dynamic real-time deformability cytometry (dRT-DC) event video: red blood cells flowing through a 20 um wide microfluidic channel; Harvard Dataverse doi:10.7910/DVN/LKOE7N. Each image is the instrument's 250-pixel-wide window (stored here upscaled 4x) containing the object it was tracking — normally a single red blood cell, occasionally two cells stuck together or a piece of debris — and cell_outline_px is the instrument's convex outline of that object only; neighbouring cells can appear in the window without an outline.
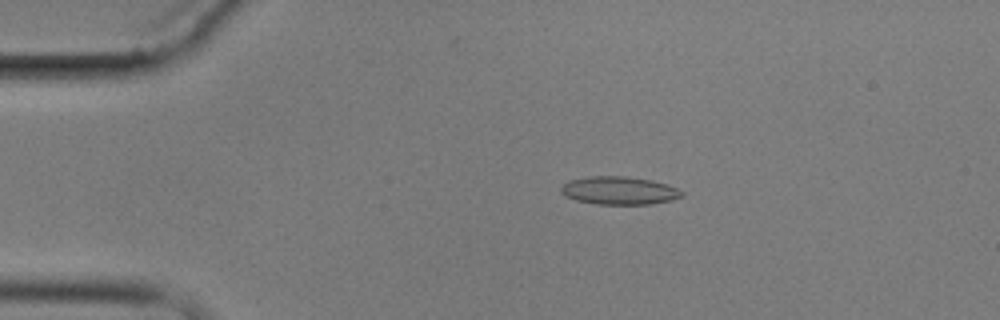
{"species": "common noctule bat (a hibernating species)", "species_latin": "Nyctalus noctula", "temperature_condition": "cold", "stored_images_in_passage": 7, "camera_frame_rate_fps": 3000, "um_per_image_px": 0.085, "animal": {"sex": "male", "body_mass_g": 17.9}, "frame": {"image": 1, "passage_image": 4, "time_ms": 3.333, "image_size_px": [1000, 320], "cell_outline_px": [[684, 196], [672, 200], [652, 204], [596, 204], [576, 200], [564, 196], [560, 188], [564, 184], [572, 180], [592, 176], [624, 176], [652, 180], [668, 184], [684, 192]], "centroid_in_image_um": [52.68, 16.2], "position_along_channel_um": 32.3, "area_um2": 19.71}}
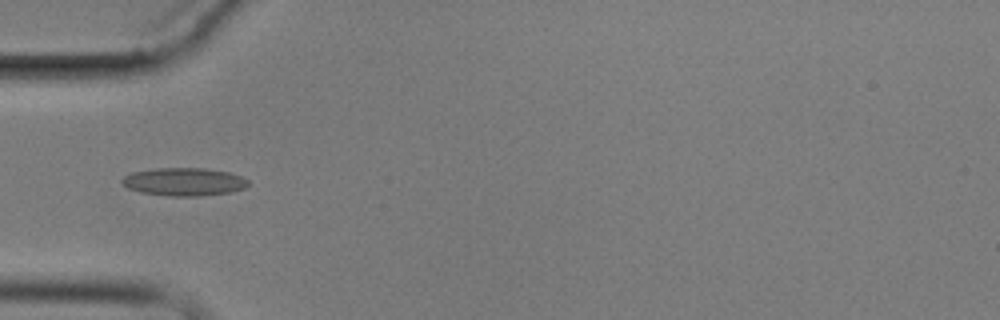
{"frame": {"image": 2, "passage_image": 6, "time_ms": 5.667, "image_size_px": [1000, 320], "cell_outline_px": [[248, 184], [244, 188], [232, 192], [200, 196], [168, 196], [140, 192], [128, 188], [120, 180], [124, 176], [132, 172], [156, 168], [204, 168], [228, 172], [240, 176], [248, 180]], "centroid_in_image_um": [15.63, 15.45], "position_along_channel_um": 69.4, "area_um2": 20.58}}
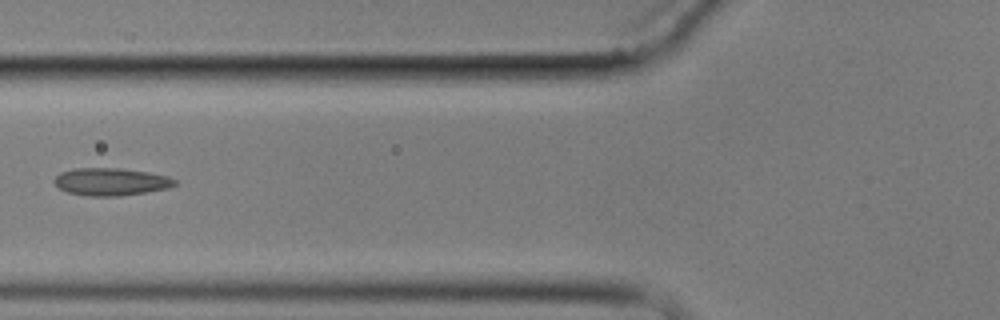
{"frame": {"image": 3, "passage_image": 7, "time_ms": 7.0, "image_size_px": [1000, 320], "cell_outline_px": [[176, 184], [168, 188], [120, 196], [88, 196], [68, 192], [60, 188], [52, 180], [60, 172], [72, 168], [120, 168], [148, 172], [168, 176], [176, 180]], "centroid_in_image_um": [9.41, 15.44], "position_along_channel_um": 116.4, "area_um2": 19.31}}